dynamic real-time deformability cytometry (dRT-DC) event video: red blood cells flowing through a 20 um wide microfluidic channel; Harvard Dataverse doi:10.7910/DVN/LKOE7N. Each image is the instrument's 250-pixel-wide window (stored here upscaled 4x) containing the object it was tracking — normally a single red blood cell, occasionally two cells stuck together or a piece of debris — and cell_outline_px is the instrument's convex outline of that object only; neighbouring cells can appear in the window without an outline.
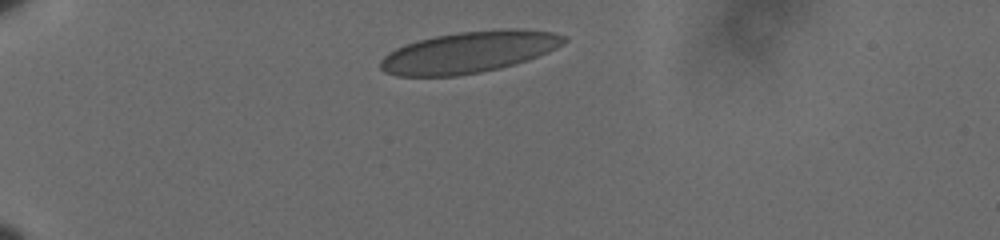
{"species": "human", "species_latin": "Homo sapiens", "temperature_condition": "cold", "stored_images_in_passage": 37, "camera_frame_rate_fps": 3000, "um_per_image_px": 0.085, "donor": {"sex": "male"}, "frame": {"image": 1, "passage_image": 1, "time_ms": 0.0, "image_size_px": [1000, 240], "cell_outline_px": [[568, 40], [564, 44], [548, 52], [528, 60], [516, 64], [500, 68], [480, 72], [456, 76], [396, 76], [384, 72], [380, 68], [380, 60], [388, 52], [404, 44], [416, 40], [456, 32], [500, 28], [520, 28], [552, 32], [568, 36]], "centroid_in_image_um": [39.89, 4.42], "position_along_channel_um": 45.1, "area_um2": 44.91}}
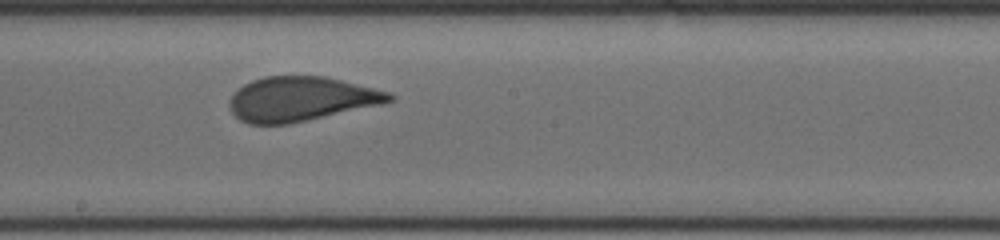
{"frame": {"image": 2, "passage_image": 20, "time_ms": 6.333, "image_size_px": [1000, 240], "cell_outline_px": [[396, 100], [380, 104], [288, 124], [248, 124], [240, 120], [232, 112], [228, 104], [228, 100], [244, 84], [252, 80], [264, 76], [324, 76], [392, 92], [396, 96]], "centroid_in_image_um": [25.58, 8.4], "position_along_channel_um": 222.6, "area_um2": 41.21}}
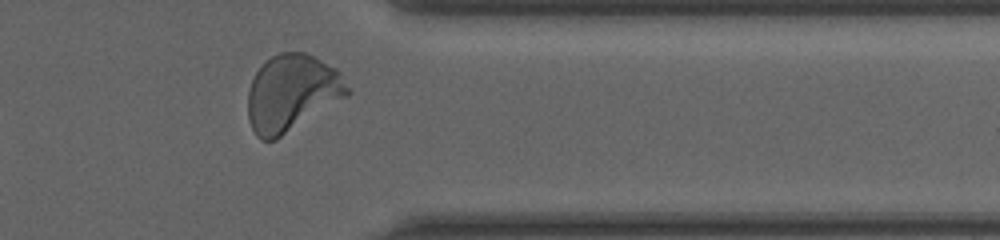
{"frame": {"image": 3, "passage_image": 34, "time_ms": 11.0, "image_size_px": [1000, 240], "cell_outline_px": [[352, 92], [348, 96], [276, 140], [260, 140], [256, 136], [248, 120], [248, 92], [252, 80], [256, 72], [272, 56], [280, 52], [304, 52], [336, 68], [340, 72]], "centroid_in_image_um": [24.82, 7.92], "position_along_channel_um": 386.6, "area_um2": 44.45}, "authors_computed_cell_mechanics": {"area_um2": 42.3096, "velocity_mm_per_s": 3.5779, "shape_relaxation_time_tau1_ms": 7.0621, "shape_relaxation_time_tau2_ms": null, "deformation_change_tau1": 0.1832, "deformation_change_tau2": null}}